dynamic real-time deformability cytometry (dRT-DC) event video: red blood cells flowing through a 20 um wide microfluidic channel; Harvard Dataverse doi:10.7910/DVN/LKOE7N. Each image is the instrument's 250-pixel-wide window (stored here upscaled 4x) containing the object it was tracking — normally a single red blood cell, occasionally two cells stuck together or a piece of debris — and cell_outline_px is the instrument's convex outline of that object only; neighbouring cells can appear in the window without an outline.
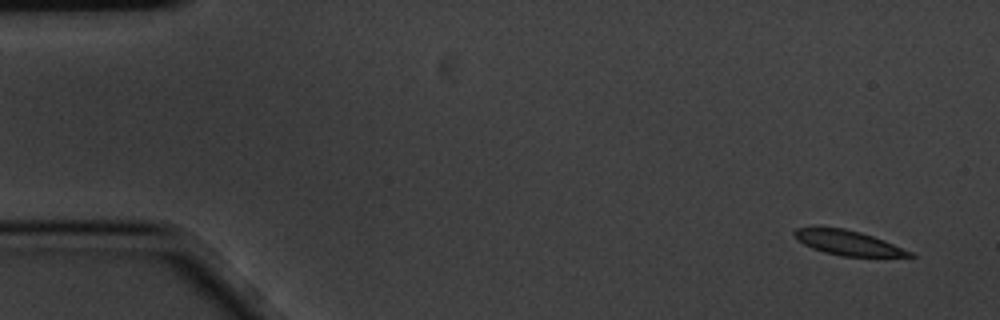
{"species": "common noctule bat (a hibernating species)", "species_latin": "Nyctalus noctula", "temperature_condition": "cold", "stored_images_in_passage": 4, "camera_frame_rate_fps": 3000, "um_per_image_px": 0.085, "animal": {"sex": "male", "body_mass_g": 20.1, "forearm_length_mm": 53.5}, "frame": {"image": 1, "passage_image": 1, "time_ms": 0.0, "image_size_px": [1000, 320], "cell_outline_px": [[916, 256], [844, 256], [824, 252], [812, 248], [796, 240], [792, 236], [792, 232], [796, 228], [844, 228], [860, 232], [884, 240], [912, 252]], "centroid_in_image_um": [72.03, 20.63], "position_along_channel_um": 13.0, "area_um2": 16.3}}